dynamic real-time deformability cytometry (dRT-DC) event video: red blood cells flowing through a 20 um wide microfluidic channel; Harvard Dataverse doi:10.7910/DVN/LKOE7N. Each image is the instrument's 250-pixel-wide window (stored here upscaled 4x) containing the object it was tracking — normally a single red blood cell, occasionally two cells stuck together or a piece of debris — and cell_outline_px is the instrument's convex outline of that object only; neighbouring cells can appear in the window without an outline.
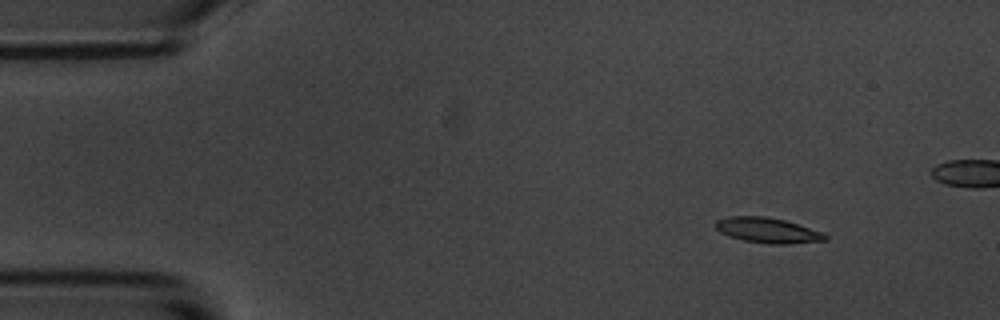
{"species": "common noctule bat (a hibernating species)", "species_latin": "Nyctalus noctula", "temperature_condition": "room temperature", "stored_images_in_passage": 9, "camera_frame_rate_fps": 3000, "um_per_image_px": 0.085, "animal": {"sex": "male", "body_mass_g": 20.1, "forearm_length_mm": 53.5}, "frame": {"image": 1, "passage_image": 2, "time_ms": 2.0, "image_size_px": [1000, 320], "cell_outline_px": [[828, 240], [788, 244], [772, 244], [744, 240], [728, 236], [720, 232], [716, 228], [716, 220], [728, 216], [764, 216], [784, 220], [824, 232], [828, 236]], "centroid_in_image_um": [65.27, 19.57], "position_along_channel_um": 19.7, "area_um2": 16.13}}
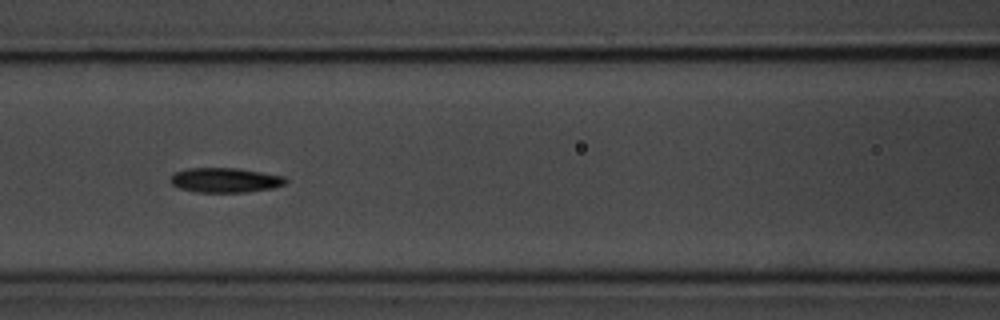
{"frame": {"image": 2, "passage_image": 7, "time_ms": 8.0, "image_size_px": [1000, 320], "cell_outline_px": [[288, 180], [284, 184], [272, 188], [244, 192], [196, 192], [180, 188], [172, 184], [168, 180], [172, 172], [188, 168], [240, 168], [284, 176]], "centroid_in_image_um": [19.09, 15.3], "position_along_channel_um": 147.5, "area_um2": 16.7}}
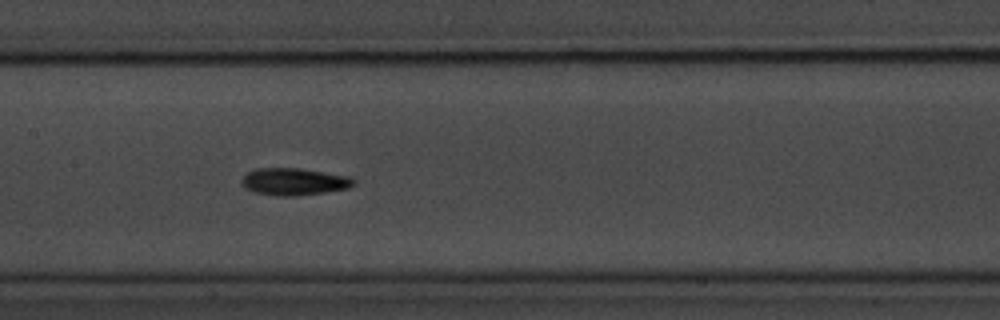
{"frame": {"image": 3, "passage_image": 8, "time_ms": 9.0, "image_size_px": [1000, 320], "cell_outline_px": [[356, 184], [348, 188], [324, 192], [296, 196], [276, 196], [256, 192], [244, 188], [240, 184], [240, 180], [248, 172], [256, 168], [300, 168], [348, 176], [356, 180]], "centroid_in_image_um": [24.97, 15.44], "position_along_channel_um": 182.4, "area_um2": 17.8}}